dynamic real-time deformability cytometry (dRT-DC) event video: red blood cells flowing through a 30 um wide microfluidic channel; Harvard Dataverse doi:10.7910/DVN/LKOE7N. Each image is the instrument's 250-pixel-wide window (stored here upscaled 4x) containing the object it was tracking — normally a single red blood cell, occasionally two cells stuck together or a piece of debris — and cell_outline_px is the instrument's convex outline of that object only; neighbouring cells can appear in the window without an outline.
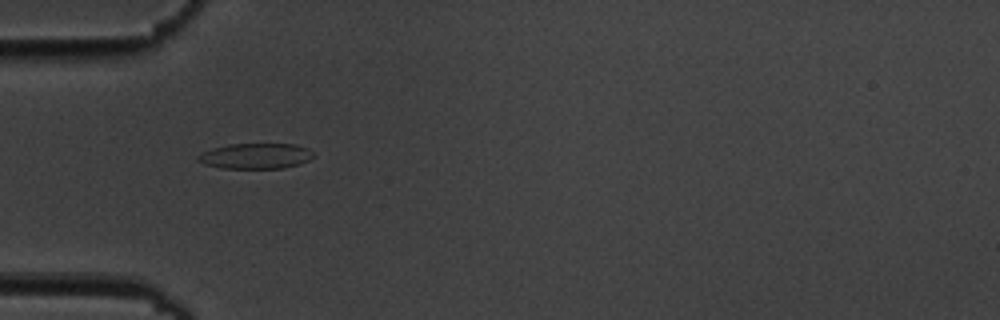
{"species": "common noctule bat (a hibernating species)", "species_latin": "Nyctalus noctula", "temperature_condition": "cold", "stored_images_in_passage": 5, "camera_frame_rate_fps": 3000, "um_per_image_px": 0.085, "animal": {"sex": "male", "body_mass_g": 19.5, "forearm_length_mm": 54.6}, "frame": {"image": 1, "passage_image": 1, "time_ms": 0.0, "image_size_px": [1000, 320], "cell_outline_px": [[316, 156], [300, 164], [284, 168], [220, 168], [204, 164], [196, 160], [196, 156], [200, 152], [212, 148], [228, 144], [296, 144], [308, 148]], "centroid_in_image_um": [21.71, 13.26], "position_along_channel_um": 63.3, "area_um2": 17.4}}
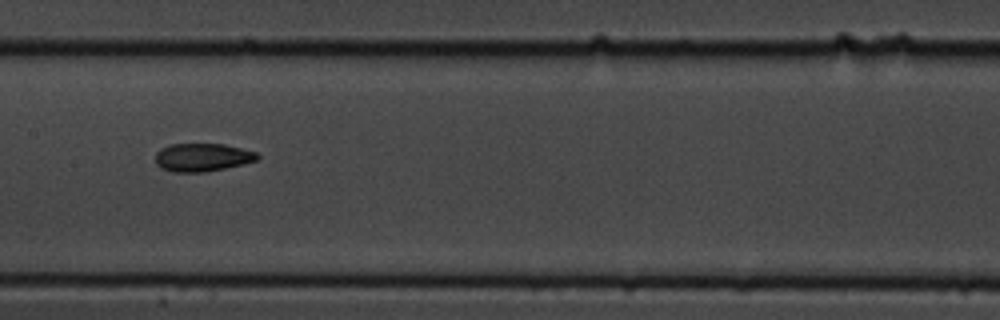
{"frame": {"image": 2, "passage_image": 4, "time_ms": 3.667, "image_size_px": [1000, 320], "cell_outline_px": [[260, 156], [256, 160], [244, 164], [204, 172], [172, 172], [160, 168], [156, 164], [156, 152], [160, 148], [168, 144], [224, 144], [256, 152]], "centroid_in_image_um": [17.16, 13.37], "position_along_channel_um": 190.2, "area_um2": 16.76}}
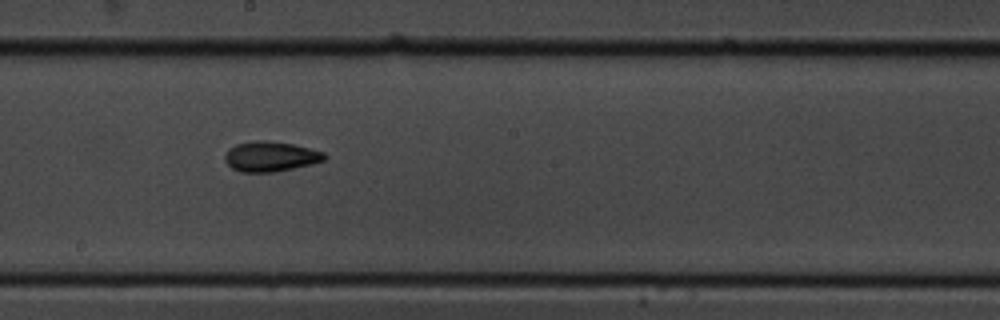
{"frame": {"image": 3, "passage_image": 5, "time_ms": 4.667, "image_size_px": [1000, 320], "cell_outline_px": [[328, 156], [324, 160], [312, 164], [272, 172], [240, 172], [232, 168], [224, 160], [224, 156], [228, 148], [236, 144], [256, 140], [268, 140], [292, 144], [324, 152]], "centroid_in_image_um": [22.97, 13.29], "position_along_channel_um": 225.2, "area_um2": 17.46}}